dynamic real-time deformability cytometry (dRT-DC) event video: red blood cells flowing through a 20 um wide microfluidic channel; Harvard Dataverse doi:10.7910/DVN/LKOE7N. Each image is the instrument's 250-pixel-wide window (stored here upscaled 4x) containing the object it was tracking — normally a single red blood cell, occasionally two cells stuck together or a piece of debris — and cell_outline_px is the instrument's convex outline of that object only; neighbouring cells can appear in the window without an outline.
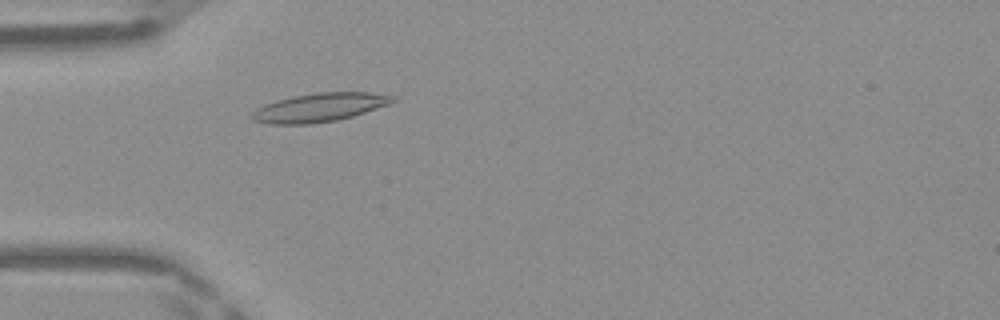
{"species": "Egyptian fruit bat (a non-hibernating species)", "species_latin": "Rousettus aegyptiacus", "temperature_condition": "warm", "stored_images_in_passage": 44, "camera_frame_rate_fps": 3000, "um_per_image_px": 0.085, "frame": {"image": 1, "passage_image": 10, "time_ms": 3.0, "image_size_px": [1000, 320], "cell_outline_px": [[396, 100], [388, 104], [352, 116], [336, 120], [312, 124], [272, 124], [252, 120], [252, 112], [256, 108], [264, 104], [276, 100], [292, 96], [316, 92], [368, 92], [396, 96]], "centroid_in_image_um": [27.13, 9.12], "position_along_channel_um": 57.9, "area_um2": 23.41}}
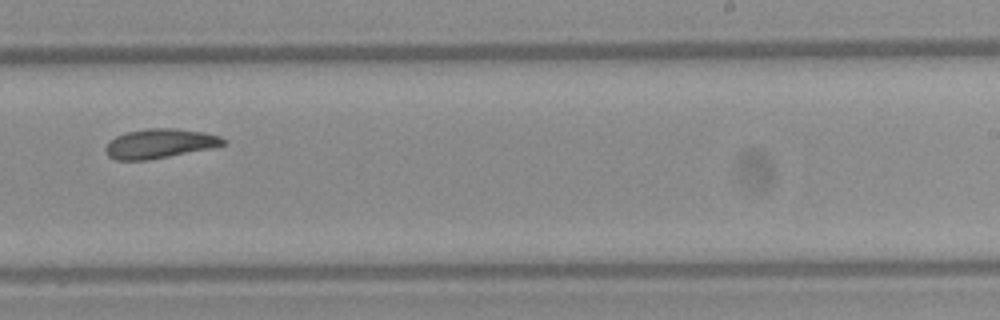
{"frame": {"image": 2, "passage_image": 26, "time_ms": 8.333, "image_size_px": [1000, 320], "cell_outline_px": [[228, 144], [212, 148], [148, 160], [116, 160], [108, 156], [104, 148], [108, 140], [116, 136], [128, 132], [148, 128], [176, 128], [204, 132], [220, 136]], "centroid_in_image_um": [13.57, 12.2], "position_along_channel_um": 275.4, "area_um2": 20.29}}
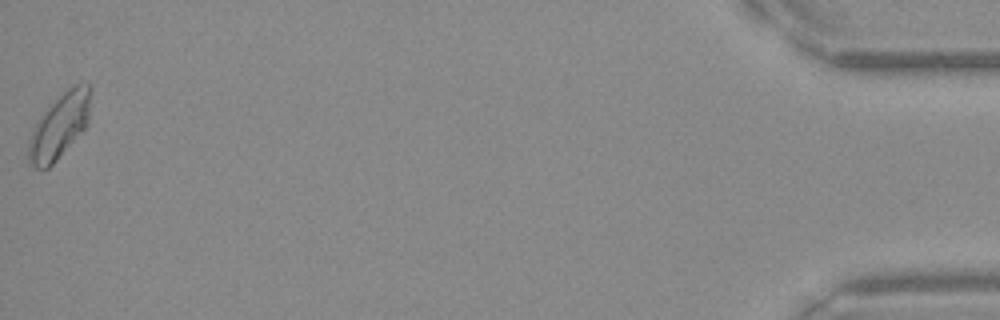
{"frame": {"image": 3, "passage_image": 44, "time_ms": 14.333, "image_size_px": [1000, 320], "cell_outline_px": [[92, 88], [88, 124], [56, 160], [48, 168], [36, 168], [28, 160], [28, 140], [32, 128], [36, 120], [48, 104], [72, 84], [88, 80]], "centroid_in_image_um": [5.07, 10.6], "position_along_channel_um": 430.1, "area_um2": 24.04}, "authors_computed_cell_mechanics": {"area_um2": 20.7791, "velocity_mm_per_s": 4.1599, "shape_relaxation_time_tau1_ms": 9.1038, "shape_relaxation_time_tau2_ms": 6.6264, "deformation_change_tau1": 0.2182, "deformation_change_tau2": 0.1362}}